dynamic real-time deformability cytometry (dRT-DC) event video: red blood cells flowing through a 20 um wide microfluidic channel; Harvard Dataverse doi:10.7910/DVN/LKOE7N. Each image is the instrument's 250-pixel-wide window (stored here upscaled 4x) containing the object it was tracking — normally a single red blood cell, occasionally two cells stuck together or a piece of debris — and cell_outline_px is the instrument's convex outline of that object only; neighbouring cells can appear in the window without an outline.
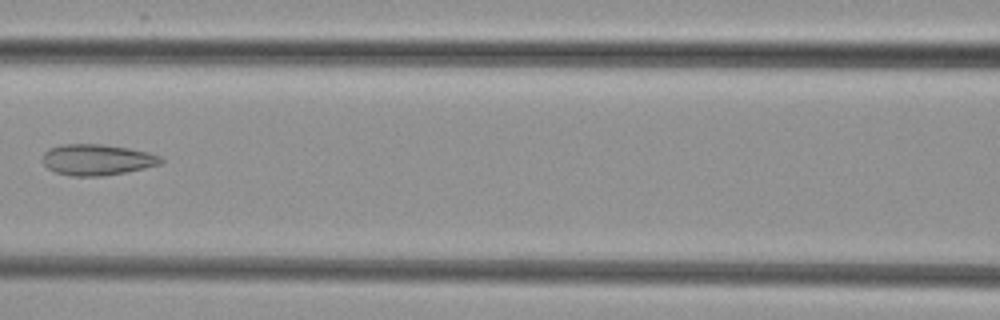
{"species": "common noctule bat (a hibernating species)", "species_latin": "Nyctalus noctula", "temperature_condition": "cold", "stored_images_in_passage": 7, "camera_frame_rate_fps": 3000, "um_per_image_px": 0.085, "animal": {"sex": "female", "body_mass_g": 29.2, "forearm_length_mm": 56.3}, "frame": {"image": 1, "passage_image": 6, "time_ms": 7.0, "image_size_px": [1000, 320], "cell_outline_px": [[164, 160], [160, 164], [144, 168], [104, 176], [72, 176], [56, 172], [48, 168], [44, 164], [44, 152], [48, 148], [60, 144], [104, 144], [128, 148], [148, 152], [160, 156]], "centroid_in_image_um": [8.24, 13.57], "position_along_channel_um": 158.4, "area_um2": 21.33}}
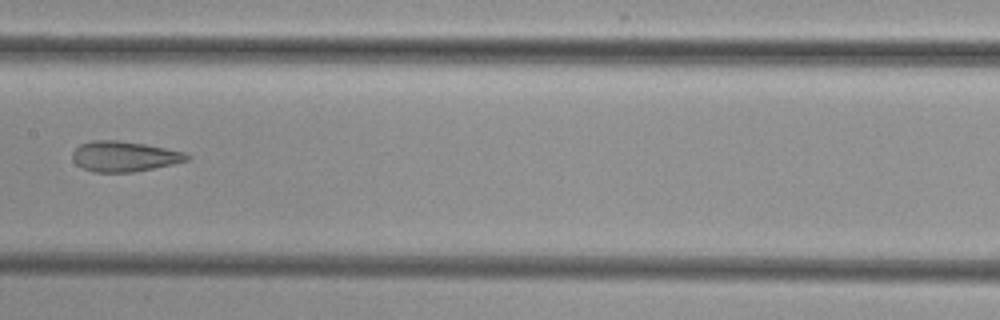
{"frame": {"image": 2, "passage_image": 7, "time_ms": 8.0, "image_size_px": [1000, 320], "cell_outline_px": [[188, 160], [172, 164], [132, 172], [92, 172], [76, 164], [72, 160], [72, 152], [80, 144], [92, 140], [120, 140], [144, 144], [184, 152], [188, 156]], "centroid_in_image_um": [10.5, 13.29], "position_along_channel_um": 196.9, "area_um2": 20.06}}